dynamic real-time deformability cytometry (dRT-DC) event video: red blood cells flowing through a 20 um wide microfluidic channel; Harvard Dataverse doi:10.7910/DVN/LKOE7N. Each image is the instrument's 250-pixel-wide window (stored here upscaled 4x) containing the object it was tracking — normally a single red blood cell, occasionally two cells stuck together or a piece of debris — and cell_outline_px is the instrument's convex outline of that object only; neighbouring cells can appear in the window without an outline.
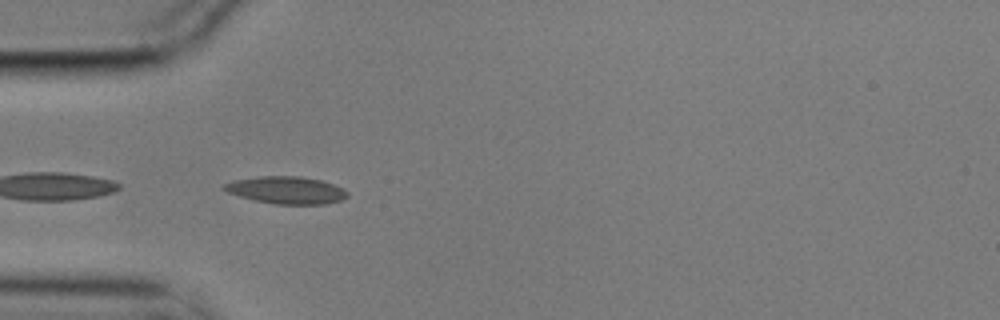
{"species": "common noctule bat (a hibernating species)", "species_latin": "Nyctalus noctula", "temperature_condition": "cold", "stored_images_in_passage": 4, "camera_frame_rate_fps": 3000, "um_per_image_px": 0.085, "animal": {"sex": "male", "body_mass_g": 17.9}, "frame": {"image": 1, "passage_image": 4, "time_ms": 1.0, "image_size_px": [1000, 320], "cell_outline_px": [[348, 196], [340, 200], [324, 204], [276, 204], [256, 200], [240, 196], [228, 192], [220, 188], [224, 184], [236, 180], [260, 176], [300, 176], [320, 180], [344, 188], [348, 192]], "centroid_in_image_um": [24.35, 16.16], "position_along_channel_um": 60.6, "area_um2": 19.42}}